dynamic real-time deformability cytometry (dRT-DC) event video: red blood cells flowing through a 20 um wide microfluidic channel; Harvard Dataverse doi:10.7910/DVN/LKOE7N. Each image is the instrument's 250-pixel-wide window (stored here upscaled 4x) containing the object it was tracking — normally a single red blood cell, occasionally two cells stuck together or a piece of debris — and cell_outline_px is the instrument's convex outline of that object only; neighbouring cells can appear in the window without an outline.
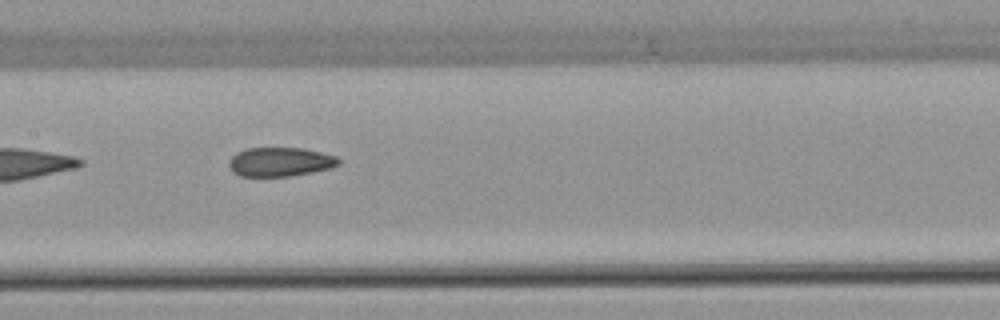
{"species": "common noctule bat (a hibernating species)", "species_latin": "Nyctalus noctula", "temperature_condition": "warm", "stored_images_in_passage": 9, "camera_frame_rate_fps": 3000, "um_per_image_px": 0.085, "animal": {"sex": "female", "body_mass_g": 22.7, "forearm_length_mm": 54.2}, "frame": {"image": 1, "passage_image": 7, "time_ms": 7.333, "image_size_px": [1000, 320], "cell_outline_px": [[340, 164], [332, 168], [312, 172], [288, 176], [240, 176], [232, 172], [228, 164], [228, 160], [236, 152], [248, 148], [304, 148], [336, 156], [340, 160]], "centroid_in_image_um": [23.8, 13.76], "position_along_channel_um": 183.6, "area_um2": 18.67}}
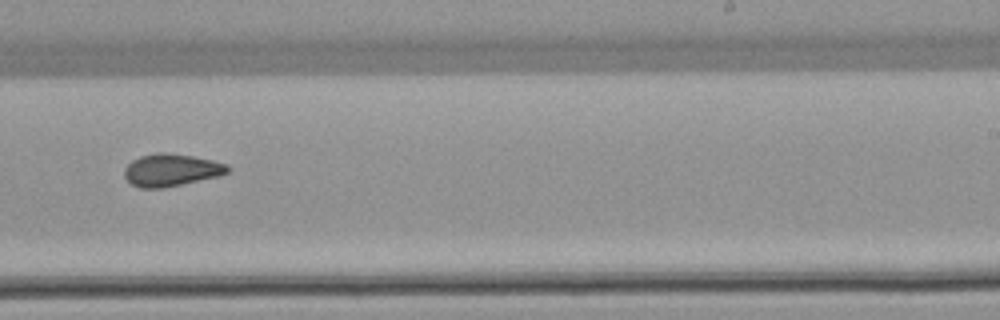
{"frame": {"image": 2, "passage_image": 9, "time_ms": 9.667, "image_size_px": [1000, 320], "cell_outline_px": [[232, 168], [228, 172], [220, 176], [164, 188], [140, 188], [132, 184], [124, 176], [124, 168], [132, 160], [140, 156], [156, 152], [164, 152], [192, 156], [212, 160], [228, 164]], "centroid_in_image_um": [14.57, 14.45], "position_along_channel_um": 274.4, "area_um2": 19.65}}